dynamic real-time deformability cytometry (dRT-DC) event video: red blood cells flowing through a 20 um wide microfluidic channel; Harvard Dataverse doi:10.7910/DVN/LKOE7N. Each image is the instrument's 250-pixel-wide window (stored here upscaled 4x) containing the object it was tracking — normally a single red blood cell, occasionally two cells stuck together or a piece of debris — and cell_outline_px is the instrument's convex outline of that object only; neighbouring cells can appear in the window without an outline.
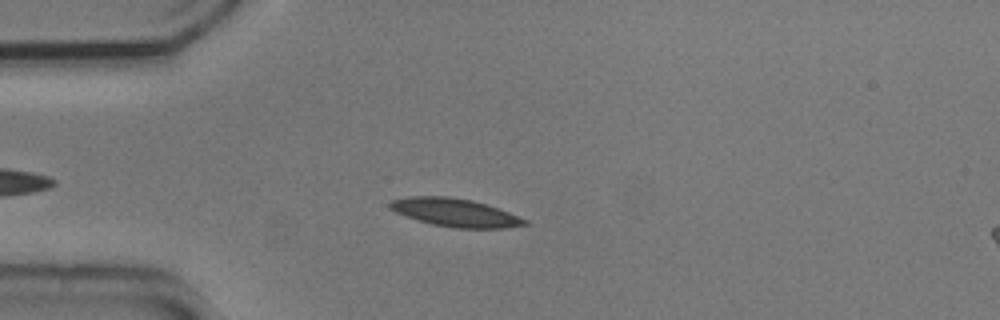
{"species": "common noctule bat (a hibernating species)", "species_latin": "Nyctalus noctula", "temperature_condition": "cold", "stored_images_in_passage": 39, "camera_frame_rate_fps": 3000, "um_per_image_px": 0.085, "animal": {"sex": "male", "body_mass_g": 20.5, "forearm_length_mm": 52.5}, "frame": {"image": 1, "passage_image": 9, "time_ms": 2.667, "image_size_px": [1000, 320], "cell_outline_px": [[532, 224], [504, 228], [456, 228], [432, 224], [396, 212], [388, 208], [388, 204], [392, 200], [408, 196], [448, 196], [472, 200], [508, 212], [528, 220]], "centroid_in_image_um": [38.7, 18.07], "position_along_channel_um": 46.3, "area_um2": 21.91}}
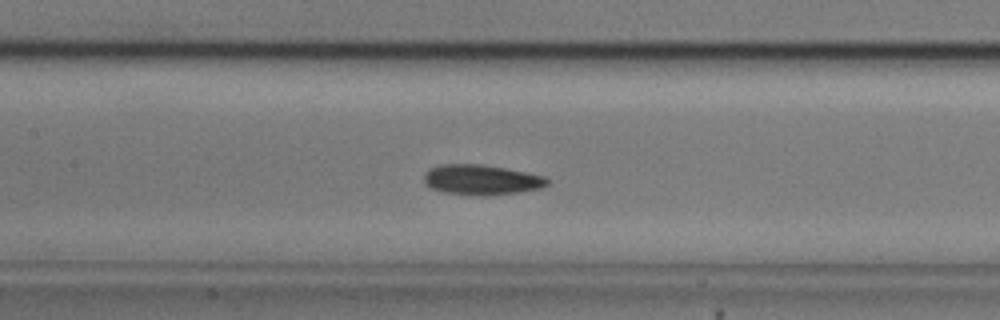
{"frame": {"image": 2, "passage_image": 20, "time_ms": 6.333, "image_size_px": [1000, 320], "cell_outline_px": [[548, 184], [540, 188], [516, 192], [484, 196], [468, 196], [444, 192], [432, 188], [424, 184], [424, 172], [428, 168], [440, 164], [480, 164], [528, 172], [544, 176], [548, 180]], "centroid_in_image_um": [40.86, 15.28], "position_along_channel_um": 166.5, "area_um2": 21.85}}
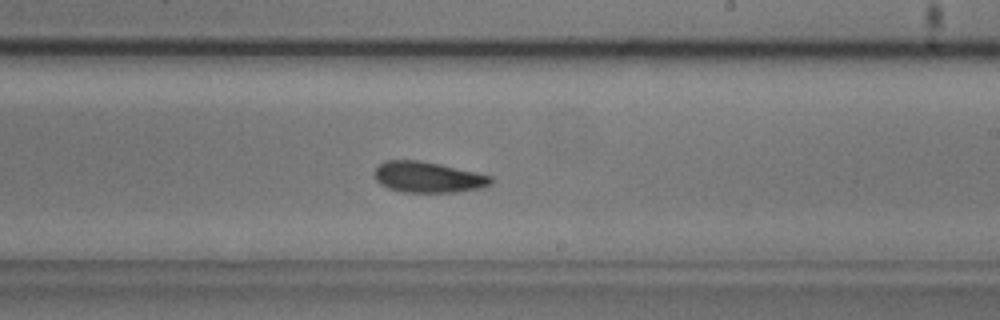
{"frame": {"image": 3, "passage_image": 27, "time_ms": 8.667, "image_size_px": [1000, 320], "cell_outline_px": [[492, 184], [480, 188], [456, 192], [404, 192], [388, 188], [380, 184], [376, 180], [376, 168], [384, 160], [416, 160], [440, 164], [476, 172], [492, 176]], "centroid_in_image_um": [36.39, 15.06], "position_along_channel_um": 252.6, "area_um2": 20.81}, "authors_computed_cell_mechanics": {"area_um2": 20.8658, "velocity_mm_per_s": 3.7104, "shape_relaxation_time_tau1_ms": 5.2554, "shape_relaxation_time_tau2_ms": 3.3614, "deformation_change_tau1": 0.1246, "deformation_change_tau2": 0.101}}